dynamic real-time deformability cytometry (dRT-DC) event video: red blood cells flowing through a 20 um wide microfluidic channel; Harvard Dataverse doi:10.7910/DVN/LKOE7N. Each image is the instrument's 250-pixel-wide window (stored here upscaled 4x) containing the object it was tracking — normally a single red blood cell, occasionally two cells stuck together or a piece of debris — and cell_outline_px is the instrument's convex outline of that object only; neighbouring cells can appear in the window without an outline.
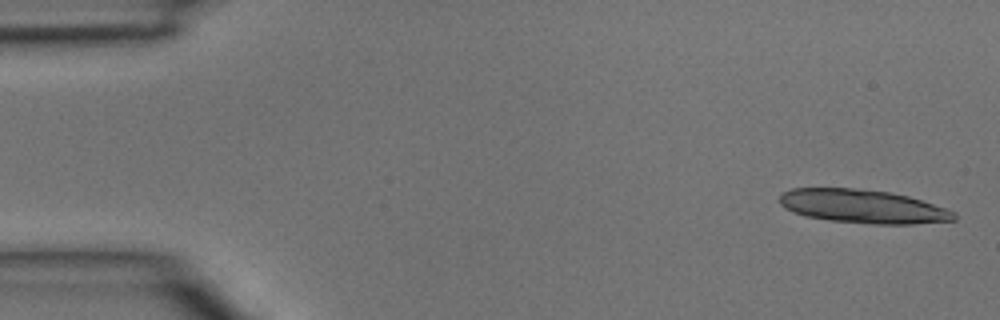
{"species": "common noctule bat (a hibernating species)", "species_latin": "Nyctalus noctula", "temperature_condition": "room temperature", "stored_images_in_passage": 5, "camera_frame_rate_fps": 3000, "um_per_image_px": 0.085, "animal": {"sex": "male", "body_mass_g": 15.6}, "frame": {"image": 1, "passage_image": 1, "time_ms": 0.0, "image_size_px": [1000, 320], "cell_outline_px": [[956, 220], [912, 224], [872, 224], [832, 220], [804, 216], [792, 212], [784, 208], [780, 204], [780, 192], [792, 188], [852, 188], [888, 192], [908, 196], [956, 212]], "centroid_in_image_um": [73.3, 17.54], "position_along_channel_um": 11.7, "area_um2": 34.04}}